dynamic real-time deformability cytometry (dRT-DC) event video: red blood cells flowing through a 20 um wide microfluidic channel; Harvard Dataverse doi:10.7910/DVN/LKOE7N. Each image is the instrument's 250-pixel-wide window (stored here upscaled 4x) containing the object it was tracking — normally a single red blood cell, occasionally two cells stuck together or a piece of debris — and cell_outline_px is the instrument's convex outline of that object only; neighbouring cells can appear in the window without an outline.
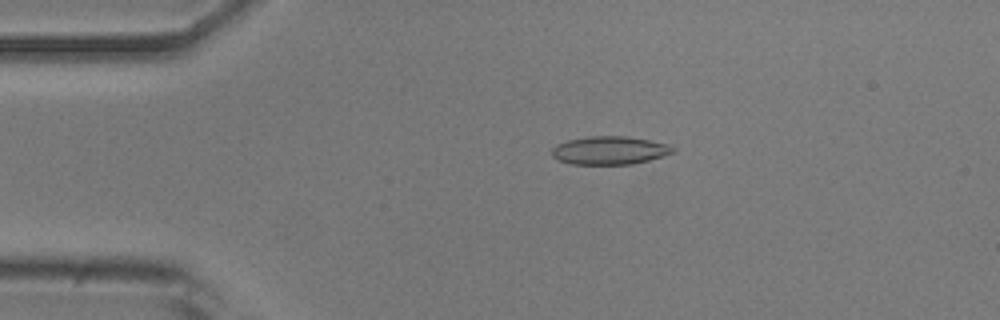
{"species": "common noctule bat (a hibernating species)", "species_latin": "Nyctalus noctula", "temperature_condition": "room temperature", "stored_images_in_passage": 51, "camera_frame_rate_fps": 3000, "um_per_image_px": 0.085, "animal": {"sex": "male", "body_mass_g": 20.5, "forearm_length_mm": 52.5}, "frame": {"image": 1, "passage_image": 10, "time_ms": 3.0, "image_size_px": [1000, 320], "cell_outline_px": [[676, 152], [664, 156], [632, 164], [572, 164], [556, 160], [552, 156], [552, 148], [556, 144], [568, 140], [588, 136], [624, 136], [648, 140], [668, 144], [676, 148]], "centroid_in_image_um": [51.81, 12.78], "position_along_channel_um": 33.2, "area_um2": 20.0}}
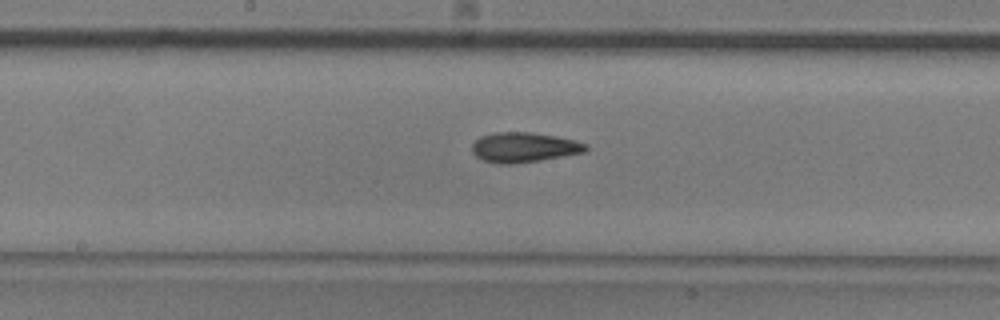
{"frame": {"image": 2, "passage_image": 26, "time_ms": 8.333, "image_size_px": [1000, 320], "cell_outline_px": [[588, 148], [584, 152], [540, 160], [508, 164], [500, 164], [484, 160], [476, 156], [472, 152], [472, 144], [480, 136], [496, 132], [532, 132], [556, 136], [588, 144]], "centroid_in_image_um": [44.52, 12.51], "position_along_channel_um": 203.7, "area_um2": 19.65}}
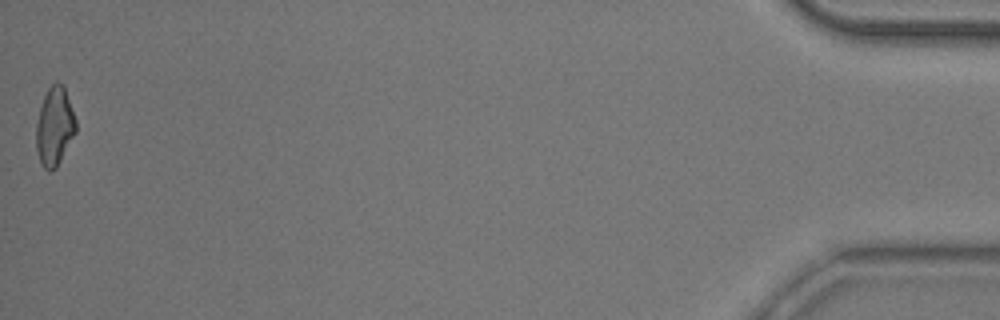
{"frame": {"image": 3, "passage_image": 51, "time_ms": 16.667, "image_size_px": [1000, 320], "cell_outline_px": [[76, 132], [56, 168], [52, 172], [48, 172], [40, 164], [36, 148], [36, 124], [40, 108], [44, 96], [48, 88], [56, 80], [64, 84], [76, 120]], "centroid_in_image_um": [4.64, 10.75], "position_along_channel_um": 430.6, "area_um2": 18.38}, "authors_computed_cell_mechanics": {"area_um2": 19.074, "velocity_mm_per_s": 3.9237, "shape_relaxation_time_tau1_ms": 10.6528, "shape_relaxation_time_tau2_ms": 4.4225, "deformation_change_tau1": 0.2087, "deformation_change_tau2": 0.1333}}